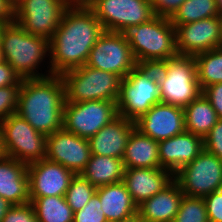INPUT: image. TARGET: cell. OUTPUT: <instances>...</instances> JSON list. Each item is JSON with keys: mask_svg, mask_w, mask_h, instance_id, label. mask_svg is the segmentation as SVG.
Listing matches in <instances>:
<instances>
[{"mask_svg": "<svg viewBox=\"0 0 222 222\" xmlns=\"http://www.w3.org/2000/svg\"><path fill=\"white\" fill-rule=\"evenodd\" d=\"M173 222H208L203 197L183 196L179 211Z\"/></svg>", "mask_w": 222, "mask_h": 222, "instance_id": "31", "label": "cell"}, {"mask_svg": "<svg viewBox=\"0 0 222 222\" xmlns=\"http://www.w3.org/2000/svg\"><path fill=\"white\" fill-rule=\"evenodd\" d=\"M73 0H17L15 22L32 35L50 40Z\"/></svg>", "mask_w": 222, "mask_h": 222, "instance_id": "10", "label": "cell"}, {"mask_svg": "<svg viewBox=\"0 0 222 222\" xmlns=\"http://www.w3.org/2000/svg\"><path fill=\"white\" fill-rule=\"evenodd\" d=\"M28 164L14 158H0V197L13 205L30 202Z\"/></svg>", "mask_w": 222, "mask_h": 222, "instance_id": "21", "label": "cell"}, {"mask_svg": "<svg viewBox=\"0 0 222 222\" xmlns=\"http://www.w3.org/2000/svg\"><path fill=\"white\" fill-rule=\"evenodd\" d=\"M218 10L222 12V0H218Z\"/></svg>", "mask_w": 222, "mask_h": 222, "instance_id": "46", "label": "cell"}, {"mask_svg": "<svg viewBox=\"0 0 222 222\" xmlns=\"http://www.w3.org/2000/svg\"><path fill=\"white\" fill-rule=\"evenodd\" d=\"M117 115V102L107 100L65 102L62 128L89 140Z\"/></svg>", "mask_w": 222, "mask_h": 222, "instance_id": "11", "label": "cell"}, {"mask_svg": "<svg viewBox=\"0 0 222 222\" xmlns=\"http://www.w3.org/2000/svg\"><path fill=\"white\" fill-rule=\"evenodd\" d=\"M219 16L218 0H186L170 18L173 26Z\"/></svg>", "mask_w": 222, "mask_h": 222, "instance_id": "29", "label": "cell"}, {"mask_svg": "<svg viewBox=\"0 0 222 222\" xmlns=\"http://www.w3.org/2000/svg\"><path fill=\"white\" fill-rule=\"evenodd\" d=\"M0 42L4 61L14 69L21 79L52 75L51 71L40 73L38 70L41 67L39 65H44L42 62H46V58L50 57L47 38L32 35L19 24L13 22L2 27Z\"/></svg>", "mask_w": 222, "mask_h": 222, "instance_id": "3", "label": "cell"}, {"mask_svg": "<svg viewBox=\"0 0 222 222\" xmlns=\"http://www.w3.org/2000/svg\"><path fill=\"white\" fill-rule=\"evenodd\" d=\"M122 160L125 169L160 168L158 142L134 128L131 131Z\"/></svg>", "mask_w": 222, "mask_h": 222, "instance_id": "24", "label": "cell"}, {"mask_svg": "<svg viewBox=\"0 0 222 222\" xmlns=\"http://www.w3.org/2000/svg\"><path fill=\"white\" fill-rule=\"evenodd\" d=\"M3 26H4V24L0 22V32H1Z\"/></svg>", "mask_w": 222, "mask_h": 222, "instance_id": "47", "label": "cell"}, {"mask_svg": "<svg viewBox=\"0 0 222 222\" xmlns=\"http://www.w3.org/2000/svg\"><path fill=\"white\" fill-rule=\"evenodd\" d=\"M135 122L117 115L89 139L91 155L123 158Z\"/></svg>", "mask_w": 222, "mask_h": 222, "instance_id": "20", "label": "cell"}, {"mask_svg": "<svg viewBox=\"0 0 222 222\" xmlns=\"http://www.w3.org/2000/svg\"><path fill=\"white\" fill-rule=\"evenodd\" d=\"M65 87V102L107 100L117 102L122 78L87 65L60 75Z\"/></svg>", "mask_w": 222, "mask_h": 222, "instance_id": "7", "label": "cell"}, {"mask_svg": "<svg viewBox=\"0 0 222 222\" xmlns=\"http://www.w3.org/2000/svg\"><path fill=\"white\" fill-rule=\"evenodd\" d=\"M22 79L14 69L6 62H0V88L9 85H21Z\"/></svg>", "mask_w": 222, "mask_h": 222, "instance_id": "39", "label": "cell"}, {"mask_svg": "<svg viewBox=\"0 0 222 222\" xmlns=\"http://www.w3.org/2000/svg\"><path fill=\"white\" fill-rule=\"evenodd\" d=\"M154 14L157 16L171 18L178 8L186 0H149Z\"/></svg>", "mask_w": 222, "mask_h": 222, "instance_id": "37", "label": "cell"}, {"mask_svg": "<svg viewBox=\"0 0 222 222\" xmlns=\"http://www.w3.org/2000/svg\"><path fill=\"white\" fill-rule=\"evenodd\" d=\"M125 167L121 158L91 155L81 176L95 188L119 183L123 180Z\"/></svg>", "mask_w": 222, "mask_h": 222, "instance_id": "25", "label": "cell"}, {"mask_svg": "<svg viewBox=\"0 0 222 222\" xmlns=\"http://www.w3.org/2000/svg\"><path fill=\"white\" fill-rule=\"evenodd\" d=\"M1 61H4V57H3V52H2L1 42H0V62Z\"/></svg>", "mask_w": 222, "mask_h": 222, "instance_id": "45", "label": "cell"}, {"mask_svg": "<svg viewBox=\"0 0 222 222\" xmlns=\"http://www.w3.org/2000/svg\"><path fill=\"white\" fill-rule=\"evenodd\" d=\"M20 86L9 85L0 88V123L17 112Z\"/></svg>", "mask_w": 222, "mask_h": 222, "instance_id": "32", "label": "cell"}, {"mask_svg": "<svg viewBox=\"0 0 222 222\" xmlns=\"http://www.w3.org/2000/svg\"><path fill=\"white\" fill-rule=\"evenodd\" d=\"M38 222H73L74 212L65 196L30 198Z\"/></svg>", "mask_w": 222, "mask_h": 222, "instance_id": "27", "label": "cell"}, {"mask_svg": "<svg viewBox=\"0 0 222 222\" xmlns=\"http://www.w3.org/2000/svg\"><path fill=\"white\" fill-rule=\"evenodd\" d=\"M173 181L174 174L165 168L125 169L122 180L137 206L163 191Z\"/></svg>", "mask_w": 222, "mask_h": 222, "instance_id": "19", "label": "cell"}, {"mask_svg": "<svg viewBox=\"0 0 222 222\" xmlns=\"http://www.w3.org/2000/svg\"><path fill=\"white\" fill-rule=\"evenodd\" d=\"M96 190L88 180L77 174L71 179L65 198L73 212H77L87 205Z\"/></svg>", "mask_w": 222, "mask_h": 222, "instance_id": "30", "label": "cell"}, {"mask_svg": "<svg viewBox=\"0 0 222 222\" xmlns=\"http://www.w3.org/2000/svg\"><path fill=\"white\" fill-rule=\"evenodd\" d=\"M12 206L13 204H11L8 200L0 197V222H2L3 218Z\"/></svg>", "mask_w": 222, "mask_h": 222, "instance_id": "41", "label": "cell"}, {"mask_svg": "<svg viewBox=\"0 0 222 222\" xmlns=\"http://www.w3.org/2000/svg\"><path fill=\"white\" fill-rule=\"evenodd\" d=\"M184 194L174 180L163 191L137 206V213L144 222H173Z\"/></svg>", "mask_w": 222, "mask_h": 222, "instance_id": "22", "label": "cell"}, {"mask_svg": "<svg viewBox=\"0 0 222 222\" xmlns=\"http://www.w3.org/2000/svg\"><path fill=\"white\" fill-rule=\"evenodd\" d=\"M208 222H222V189L203 197Z\"/></svg>", "mask_w": 222, "mask_h": 222, "instance_id": "36", "label": "cell"}, {"mask_svg": "<svg viewBox=\"0 0 222 222\" xmlns=\"http://www.w3.org/2000/svg\"><path fill=\"white\" fill-rule=\"evenodd\" d=\"M204 150L222 160V119L211 128L203 138Z\"/></svg>", "mask_w": 222, "mask_h": 222, "instance_id": "34", "label": "cell"}, {"mask_svg": "<svg viewBox=\"0 0 222 222\" xmlns=\"http://www.w3.org/2000/svg\"><path fill=\"white\" fill-rule=\"evenodd\" d=\"M134 122L135 128L157 142L185 131L184 109L162 102L153 105Z\"/></svg>", "mask_w": 222, "mask_h": 222, "instance_id": "17", "label": "cell"}, {"mask_svg": "<svg viewBox=\"0 0 222 222\" xmlns=\"http://www.w3.org/2000/svg\"><path fill=\"white\" fill-rule=\"evenodd\" d=\"M196 75L201 91L215 83H222V47L194 56Z\"/></svg>", "mask_w": 222, "mask_h": 222, "instance_id": "28", "label": "cell"}, {"mask_svg": "<svg viewBox=\"0 0 222 222\" xmlns=\"http://www.w3.org/2000/svg\"><path fill=\"white\" fill-rule=\"evenodd\" d=\"M219 18H220L221 41H222V12H219Z\"/></svg>", "mask_w": 222, "mask_h": 222, "instance_id": "44", "label": "cell"}, {"mask_svg": "<svg viewBox=\"0 0 222 222\" xmlns=\"http://www.w3.org/2000/svg\"><path fill=\"white\" fill-rule=\"evenodd\" d=\"M104 30L125 33L155 16L149 0H81Z\"/></svg>", "mask_w": 222, "mask_h": 222, "instance_id": "8", "label": "cell"}, {"mask_svg": "<svg viewBox=\"0 0 222 222\" xmlns=\"http://www.w3.org/2000/svg\"><path fill=\"white\" fill-rule=\"evenodd\" d=\"M203 150V138L188 131L162 140L158 142L160 168H165L175 175Z\"/></svg>", "mask_w": 222, "mask_h": 222, "instance_id": "18", "label": "cell"}, {"mask_svg": "<svg viewBox=\"0 0 222 222\" xmlns=\"http://www.w3.org/2000/svg\"><path fill=\"white\" fill-rule=\"evenodd\" d=\"M64 103L65 87L60 75L22 79L16 113L47 136L62 129Z\"/></svg>", "mask_w": 222, "mask_h": 222, "instance_id": "2", "label": "cell"}, {"mask_svg": "<svg viewBox=\"0 0 222 222\" xmlns=\"http://www.w3.org/2000/svg\"><path fill=\"white\" fill-rule=\"evenodd\" d=\"M96 194L106 220L120 222L137 213V205L122 181L99 187Z\"/></svg>", "mask_w": 222, "mask_h": 222, "instance_id": "23", "label": "cell"}, {"mask_svg": "<svg viewBox=\"0 0 222 222\" xmlns=\"http://www.w3.org/2000/svg\"><path fill=\"white\" fill-rule=\"evenodd\" d=\"M137 65H156L178 55L170 18L155 15L125 32Z\"/></svg>", "mask_w": 222, "mask_h": 222, "instance_id": "4", "label": "cell"}, {"mask_svg": "<svg viewBox=\"0 0 222 222\" xmlns=\"http://www.w3.org/2000/svg\"><path fill=\"white\" fill-rule=\"evenodd\" d=\"M120 222H144V221L142 220V217L138 213H136L130 216L129 218L123 219Z\"/></svg>", "mask_w": 222, "mask_h": 222, "instance_id": "42", "label": "cell"}, {"mask_svg": "<svg viewBox=\"0 0 222 222\" xmlns=\"http://www.w3.org/2000/svg\"><path fill=\"white\" fill-rule=\"evenodd\" d=\"M160 102V88L155 65H137L120 83L118 114L136 121Z\"/></svg>", "mask_w": 222, "mask_h": 222, "instance_id": "6", "label": "cell"}, {"mask_svg": "<svg viewBox=\"0 0 222 222\" xmlns=\"http://www.w3.org/2000/svg\"><path fill=\"white\" fill-rule=\"evenodd\" d=\"M2 222H38L32 204L13 205Z\"/></svg>", "mask_w": 222, "mask_h": 222, "instance_id": "35", "label": "cell"}, {"mask_svg": "<svg viewBox=\"0 0 222 222\" xmlns=\"http://www.w3.org/2000/svg\"><path fill=\"white\" fill-rule=\"evenodd\" d=\"M0 22L4 25L15 22V7L13 0H0Z\"/></svg>", "mask_w": 222, "mask_h": 222, "instance_id": "40", "label": "cell"}, {"mask_svg": "<svg viewBox=\"0 0 222 222\" xmlns=\"http://www.w3.org/2000/svg\"><path fill=\"white\" fill-rule=\"evenodd\" d=\"M202 94L211 103L218 118L222 119V83H215L204 88Z\"/></svg>", "mask_w": 222, "mask_h": 222, "instance_id": "38", "label": "cell"}, {"mask_svg": "<svg viewBox=\"0 0 222 222\" xmlns=\"http://www.w3.org/2000/svg\"><path fill=\"white\" fill-rule=\"evenodd\" d=\"M174 27L178 55L195 56L222 45L219 16Z\"/></svg>", "mask_w": 222, "mask_h": 222, "instance_id": "15", "label": "cell"}, {"mask_svg": "<svg viewBox=\"0 0 222 222\" xmlns=\"http://www.w3.org/2000/svg\"><path fill=\"white\" fill-rule=\"evenodd\" d=\"M174 180L185 196L205 197L222 189V160L203 150L174 175Z\"/></svg>", "mask_w": 222, "mask_h": 222, "instance_id": "12", "label": "cell"}, {"mask_svg": "<svg viewBox=\"0 0 222 222\" xmlns=\"http://www.w3.org/2000/svg\"><path fill=\"white\" fill-rule=\"evenodd\" d=\"M99 196L95 193L87 205L74 212L73 222H106Z\"/></svg>", "mask_w": 222, "mask_h": 222, "instance_id": "33", "label": "cell"}, {"mask_svg": "<svg viewBox=\"0 0 222 222\" xmlns=\"http://www.w3.org/2000/svg\"><path fill=\"white\" fill-rule=\"evenodd\" d=\"M85 65L124 79L137 63L125 33L105 30L91 49Z\"/></svg>", "mask_w": 222, "mask_h": 222, "instance_id": "13", "label": "cell"}, {"mask_svg": "<svg viewBox=\"0 0 222 222\" xmlns=\"http://www.w3.org/2000/svg\"><path fill=\"white\" fill-rule=\"evenodd\" d=\"M184 109L185 131L204 138L219 120L211 103L201 93Z\"/></svg>", "mask_w": 222, "mask_h": 222, "instance_id": "26", "label": "cell"}, {"mask_svg": "<svg viewBox=\"0 0 222 222\" xmlns=\"http://www.w3.org/2000/svg\"><path fill=\"white\" fill-rule=\"evenodd\" d=\"M29 197L65 196L75 174L46 158L28 164Z\"/></svg>", "mask_w": 222, "mask_h": 222, "instance_id": "16", "label": "cell"}, {"mask_svg": "<svg viewBox=\"0 0 222 222\" xmlns=\"http://www.w3.org/2000/svg\"><path fill=\"white\" fill-rule=\"evenodd\" d=\"M90 157L88 139L81 138L63 128L46 137L45 158L63 165L75 175L81 174Z\"/></svg>", "mask_w": 222, "mask_h": 222, "instance_id": "14", "label": "cell"}, {"mask_svg": "<svg viewBox=\"0 0 222 222\" xmlns=\"http://www.w3.org/2000/svg\"><path fill=\"white\" fill-rule=\"evenodd\" d=\"M155 66L160 102L184 108L202 93L194 56L177 55Z\"/></svg>", "mask_w": 222, "mask_h": 222, "instance_id": "5", "label": "cell"}, {"mask_svg": "<svg viewBox=\"0 0 222 222\" xmlns=\"http://www.w3.org/2000/svg\"><path fill=\"white\" fill-rule=\"evenodd\" d=\"M4 156H5V153H4V149H3L2 131L0 128V158H2Z\"/></svg>", "mask_w": 222, "mask_h": 222, "instance_id": "43", "label": "cell"}, {"mask_svg": "<svg viewBox=\"0 0 222 222\" xmlns=\"http://www.w3.org/2000/svg\"><path fill=\"white\" fill-rule=\"evenodd\" d=\"M5 156L30 164L46 156V135L36 131L17 113L0 123Z\"/></svg>", "mask_w": 222, "mask_h": 222, "instance_id": "9", "label": "cell"}, {"mask_svg": "<svg viewBox=\"0 0 222 222\" xmlns=\"http://www.w3.org/2000/svg\"><path fill=\"white\" fill-rule=\"evenodd\" d=\"M104 31L87 5L73 1L49 40L48 71L61 75L65 71L84 66L91 49Z\"/></svg>", "mask_w": 222, "mask_h": 222, "instance_id": "1", "label": "cell"}]
</instances>
